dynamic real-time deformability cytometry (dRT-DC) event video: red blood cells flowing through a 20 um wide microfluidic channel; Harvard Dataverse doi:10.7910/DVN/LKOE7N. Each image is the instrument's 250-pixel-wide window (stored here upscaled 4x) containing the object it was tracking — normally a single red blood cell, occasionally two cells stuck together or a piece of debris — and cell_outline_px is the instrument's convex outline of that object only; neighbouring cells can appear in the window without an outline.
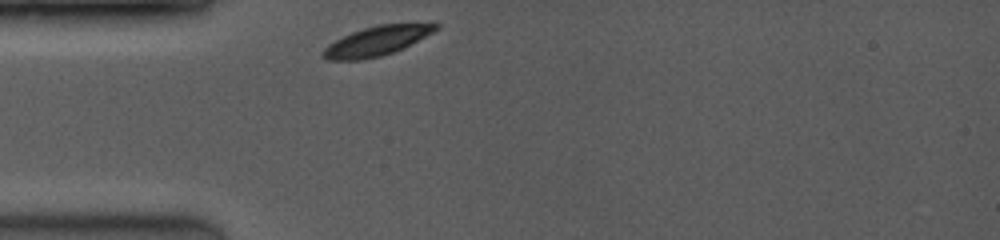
{"species": "common noctule bat (a hibernating species)", "species_latin": "Nyctalus noctula", "temperature_condition": "room temperature", "stored_images_in_passage": 20, "camera_frame_rate_fps": 3500, "um_per_image_px": 0.085, "animal": {"sex": "female", "body_mass_g": 19.0, "forearm_length_mm": 53.3}, "frame": {"image": 1, "passage_image": 1, "time_ms": 0.0, "image_size_px": [1000, 240], "cell_outline_px": [[440, 28], [392, 52], [380, 56], [360, 60], [324, 60], [320, 56], [320, 52], [328, 44], [352, 32], [364, 28], [380, 24], [432, 20], [436, 20], [440, 24]], "centroid_in_image_um": [32.08, 3.43], "position_along_channel_um": 52.9, "area_um2": 19.77}}
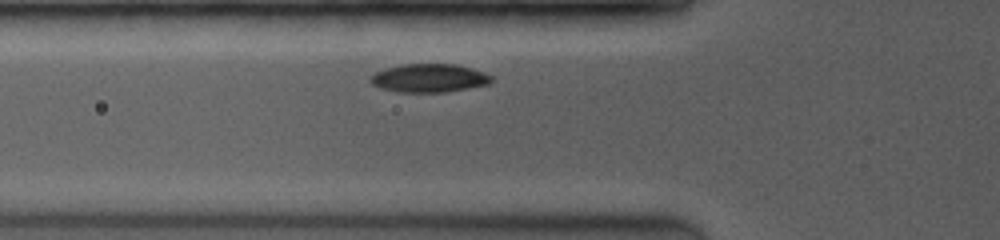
{"frame": {"image": 2, "passage_image": 6, "time_ms": 1.143, "image_size_px": [1000, 240], "cell_outline_px": [[492, 80], [488, 84], [468, 88], [444, 92], [400, 92], [380, 88], [372, 84], [368, 80], [376, 72], [384, 68], [400, 64], [456, 64], [472, 68], [484, 72], [492, 76]], "centroid_in_image_um": [36.46, 6.63], "position_along_channel_um": 89.3, "area_um2": 20.06}}
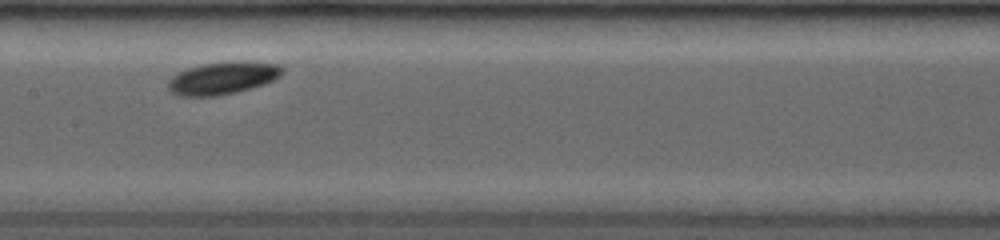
{"frame": {"image": 3, "passage_image": 19, "time_ms": 3.714, "image_size_px": [1000, 240], "cell_outline_px": [[284, 72], [280, 76], [264, 84], [236, 92], [216, 96], [176, 96], [168, 88], [168, 80], [176, 72], [188, 68], [204, 64], [228, 60], [244, 60], [280, 64], [284, 68]], "centroid_in_image_um": [18.94, 6.61], "position_along_channel_um": 188.5, "area_um2": 22.02}}